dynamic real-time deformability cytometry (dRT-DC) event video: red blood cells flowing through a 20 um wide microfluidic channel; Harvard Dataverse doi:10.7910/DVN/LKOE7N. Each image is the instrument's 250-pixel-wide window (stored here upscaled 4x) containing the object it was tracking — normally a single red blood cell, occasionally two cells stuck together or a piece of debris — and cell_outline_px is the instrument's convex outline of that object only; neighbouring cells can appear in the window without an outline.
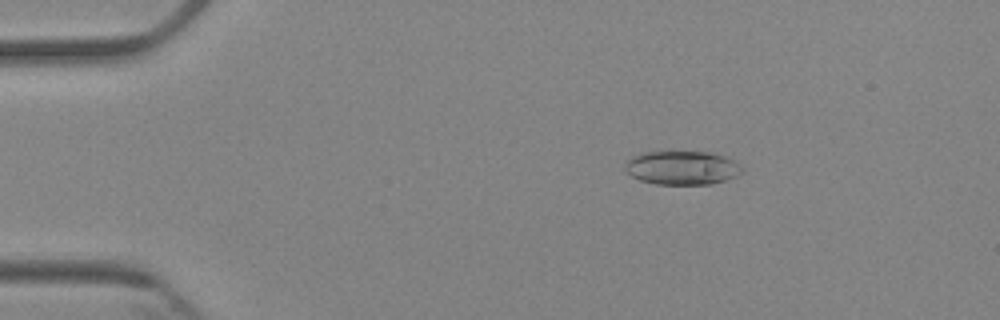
{"species": "Egyptian fruit bat (a non-hibernating species)", "species_latin": "Rousettus aegyptiacus", "temperature_condition": "cold", "stored_images_in_passage": 5, "camera_frame_rate_fps": 3000, "um_per_image_px": 0.085, "animal": {"sex": "female"}, "frame": {"image": 1, "passage_image": 3, "time_ms": 2.333, "image_size_px": [1000, 320], "cell_outline_px": [[744, 172], [736, 176], [712, 184], [656, 184], [640, 180], [632, 176], [624, 168], [624, 164], [632, 156], [640, 152], [712, 152], [728, 156], [740, 164], [744, 168]], "centroid_in_image_um": [58.02, 14.25], "position_along_channel_um": 27.0, "area_um2": 23.29}}